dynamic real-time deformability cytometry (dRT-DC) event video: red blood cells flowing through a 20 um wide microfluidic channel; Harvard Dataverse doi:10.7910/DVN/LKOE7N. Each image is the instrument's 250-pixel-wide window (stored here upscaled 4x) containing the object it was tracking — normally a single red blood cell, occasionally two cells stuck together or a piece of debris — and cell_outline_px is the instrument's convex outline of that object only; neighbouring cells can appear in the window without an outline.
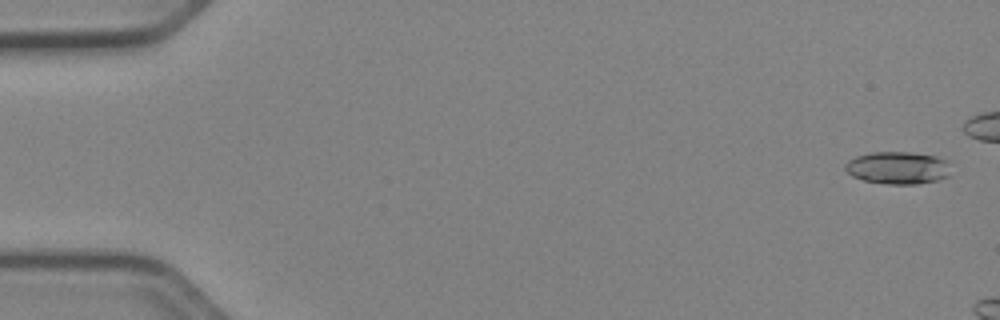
{"species": "Egyptian fruit bat (a non-hibernating species)", "species_latin": "Rousettus aegyptiacus", "temperature_condition": "cold", "stored_images_in_passage": 10, "camera_frame_rate_fps": 3000, "um_per_image_px": 0.085, "animal": {"sex": "female"}, "frame": {"image": 1, "passage_image": 2, "time_ms": 0.333, "image_size_px": [1000, 320], "cell_outline_px": [[948, 176], [940, 180], [916, 184], [888, 184], [864, 180], [852, 176], [844, 168], [844, 164], [848, 160], [856, 156], [872, 152], [908, 152], [936, 156], [948, 160]], "centroid_in_image_um": [76.3, 14.26], "position_along_channel_um": 8.7, "area_um2": 20.0}}